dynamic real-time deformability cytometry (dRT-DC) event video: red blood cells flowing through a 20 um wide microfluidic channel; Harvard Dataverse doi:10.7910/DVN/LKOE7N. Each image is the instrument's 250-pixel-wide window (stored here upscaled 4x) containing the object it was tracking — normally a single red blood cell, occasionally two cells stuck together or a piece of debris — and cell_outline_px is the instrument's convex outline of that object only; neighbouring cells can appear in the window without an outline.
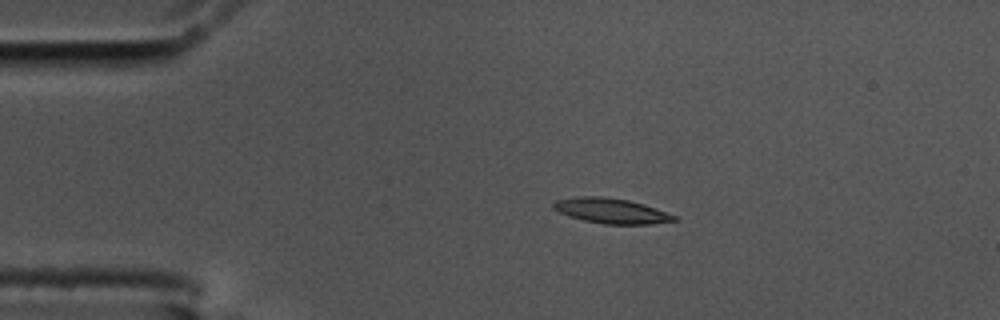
{"species": "common noctule bat (a hibernating species)", "species_latin": "Nyctalus noctula", "temperature_condition": "cold", "stored_images_in_passage": 45, "camera_frame_rate_fps": 3000, "um_per_image_px": 0.085, "animal": {"sex": "male", "body_mass_g": 17.5, "forearm_length_mm": 52.3}, "frame": {"image": 1, "passage_image": 1, "time_ms": 0.0, "image_size_px": [1000, 320], "cell_outline_px": [[680, 220], [652, 224], [604, 224], [584, 220], [568, 216], [552, 208], [552, 204], [556, 200], [580, 196], [604, 196], [628, 200], [644, 204], [676, 216]], "centroid_in_image_um": [51.96, 17.92], "position_along_channel_um": 33.0, "area_um2": 17.69}}
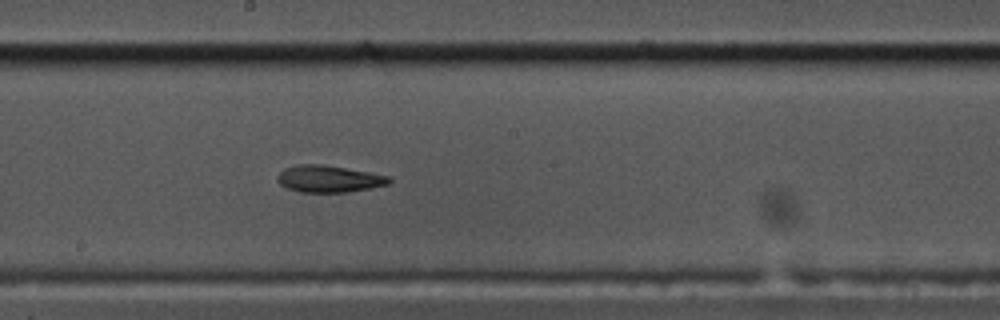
{"frame": {"image": 2, "passage_image": 20, "time_ms": 6.333, "image_size_px": [1000, 320], "cell_outline_px": [[392, 180], [388, 184], [372, 188], [348, 192], [300, 192], [288, 188], [280, 184], [276, 180], [276, 176], [284, 168], [300, 164], [320, 164], [368, 172], [388, 176]], "centroid_in_image_um": [27.93, 15.21], "position_along_channel_um": 220.3, "area_um2": 17.4}}
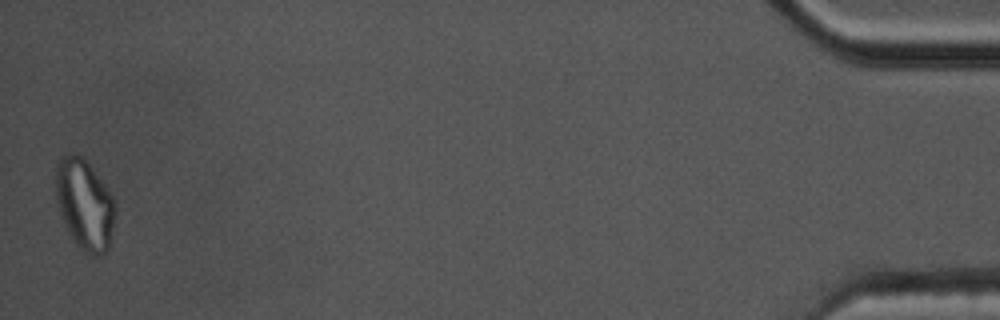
{"frame": {"image": 3, "passage_image": 45, "time_ms": 14.667, "image_size_px": [1000, 320], "cell_outline_px": [[116, 212], [108, 248], [100, 256], [92, 256], [84, 252], [72, 240], [64, 224], [56, 200], [56, 164], [60, 156], [80, 156], [88, 164], [104, 184], [112, 196], [116, 208]], "centroid_in_image_um": [7.18, 17.43], "position_along_channel_um": 428.0, "area_um2": 30.98}, "authors_computed_cell_mechanics": {"area_um2": 17.9758, "velocity_mm_per_s": 3.6139, "shape_relaxation_time_tau1_ms": null, "shape_relaxation_time_tau2_ms": 3.8843, "deformation_change_tau1": null, "deformation_change_tau2": 0.1211}}